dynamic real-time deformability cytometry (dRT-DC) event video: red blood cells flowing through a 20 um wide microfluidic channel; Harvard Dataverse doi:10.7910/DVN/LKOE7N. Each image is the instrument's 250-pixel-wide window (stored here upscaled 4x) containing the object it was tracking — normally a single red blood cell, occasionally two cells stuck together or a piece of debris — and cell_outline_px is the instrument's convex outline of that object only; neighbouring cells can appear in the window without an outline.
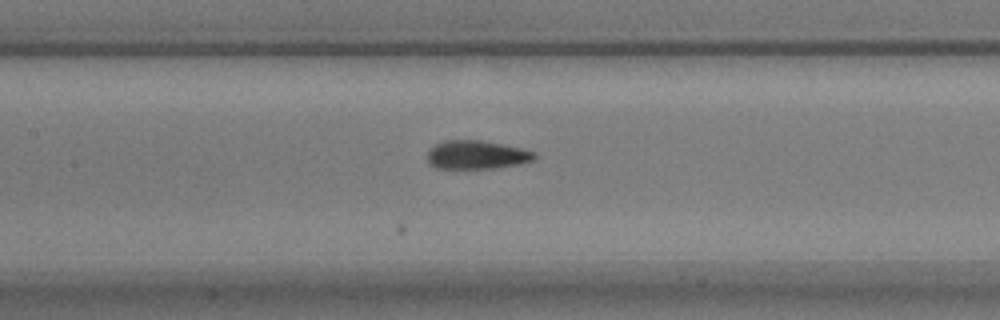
{"species": "common noctule bat (a hibernating species)", "species_latin": "Nyctalus noctula", "temperature_condition": "warm", "stored_images_in_passage": 31, "camera_frame_rate_fps": 3000, "um_per_image_px": 0.085, "animal": {"sex": "male", "body_mass_g": 17.9}, "frame": {"image": 1, "passage_image": 19, "time_ms": 6.0, "image_size_px": [1000, 320], "cell_outline_px": [[536, 156], [532, 160], [520, 164], [492, 168], [436, 168], [428, 164], [428, 152], [436, 144], [444, 140], [480, 140], [520, 148], [536, 152]], "centroid_in_image_um": [40.5, 13.16], "position_along_channel_um": 166.9, "area_um2": 17.63}}